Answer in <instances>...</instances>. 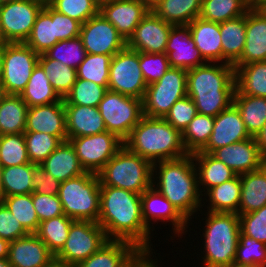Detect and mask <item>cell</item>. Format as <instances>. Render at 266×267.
Returning <instances> with one entry per match:
<instances>
[{
	"label": "cell",
	"mask_w": 266,
	"mask_h": 267,
	"mask_svg": "<svg viewBox=\"0 0 266 267\" xmlns=\"http://www.w3.org/2000/svg\"><path fill=\"white\" fill-rule=\"evenodd\" d=\"M2 203L29 234L37 232L40 222L33 205L32 193L4 197Z\"/></svg>",
	"instance_id": "44"
},
{
	"label": "cell",
	"mask_w": 266,
	"mask_h": 267,
	"mask_svg": "<svg viewBox=\"0 0 266 267\" xmlns=\"http://www.w3.org/2000/svg\"><path fill=\"white\" fill-rule=\"evenodd\" d=\"M46 2L17 0L0 5V25L9 43H25Z\"/></svg>",
	"instance_id": "14"
},
{
	"label": "cell",
	"mask_w": 266,
	"mask_h": 267,
	"mask_svg": "<svg viewBox=\"0 0 266 267\" xmlns=\"http://www.w3.org/2000/svg\"><path fill=\"white\" fill-rule=\"evenodd\" d=\"M262 156L266 159V123L262 130L255 136Z\"/></svg>",
	"instance_id": "59"
},
{
	"label": "cell",
	"mask_w": 266,
	"mask_h": 267,
	"mask_svg": "<svg viewBox=\"0 0 266 267\" xmlns=\"http://www.w3.org/2000/svg\"><path fill=\"white\" fill-rule=\"evenodd\" d=\"M28 107L59 102L62 98L53 89L42 66L38 63L20 94Z\"/></svg>",
	"instance_id": "37"
},
{
	"label": "cell",
	"mask_w": 266,
	"mask_h": 267,
	"mask_svg": "<svg viewBox=\"0 0 266 267\" xmlns=\"http://www.w3.org/2000/svg\"><path fill=\"white\" fill-rule=\"evenodd\" d=\"M126 267H133V260Z\"/></svg>",
	"instance_id": "74"
},
{
	"label": "cell",
	"mask_w": 266,
	"mask_h": 267,
	"mask_svg": "<svg viewBox=\"0 0 266 267\" xmlns=\"http://www.w3.org/2000/svg\"><path fill=\"white\" fill-rule=\"evenodd\" d=\"M109 240L133 243L139 250L151 248V231L142 217L141 194L100 186V213L97 222Z\"/></svg>",
	"instance_id": "1"
},
{
	"label": "cell",
	"mask_w": 266,
	"mask_h": 267,
	"mask_svg": "<svg viewBox=\"0 0 266 267\" xmlns=\"http://www.w3.org/2000/svg\"><path fill=\"white\" fill-rule=\"evenodd\" d=\"M99 8L104 4L110 3L112 0H92Z\"/></svg>",
	"instance_id": "69"
},
{
	"label": "cell",
	"mask_w": 266,
	"mask_h": 267,
	"mask_svg": "<svg viewBox=\"0 0 266 267\" xmlns=\"http://www.w3.org/2000/svg\"><path fill=\"white\" fill-rule=\"evenodd\" d=\"M152 186L178 210L189 224L192 220L191 216H195L194 214L200 211L206 203L204 202L206 197L202 200L198 189L197 172L192 154L153 163Z\"/></svg>",
	"instance_id": "2"
},
{
	"label": "cell",
	"mask_w": 266,
	"mask_h": 267,
	"mask_svg": "<svg viewBox=\"0 0 266 267\" xmlns=\"http://www.w3.org/2000/svg\"><path fill=\"white\" fill-rule=\"evenodd\" d=\"M233 265L239 267H266V244L240 232Z\"/></svg>",
	"instance_id": "46"
},
{
	"label": "cell",
	"mask_w": 266,
	"mask_h": 267,
	"mask_svg": "<svg viewBox=\"0 0 266 267\" xmlns=\"http://www.w3.org/2000/svg\"><path fill=\"white\" fill-rule=\"evenodd\" d=\"M140 252L131 242L109 240L75 267H126Z\"/></svg>",
	"instance_id": "26"
},
{
	"label": "cell",
	"mask_w": 266,
	"mask_h": 267,
	"mask_svg": "<svg viewBox=\"0 0 266 267\" xmlns=\"http://www.w3.org/2000/svg\"><path fill=\"white\" fill-rule=\"evenodd\" d=\"M50 59L57 60L68 67L77 69L87 52L80 36L58 41L45 53Z\"/></svg>",
	"instance_id": "49"
},
{
	"label": "cell",
	"mask_w": 266,
	"mask_h": 267,
	"mask_svg": "<svg viewBox=\"0 0 266 267\" xmlns=\"http://www.w3.org/2000/svg\"><path fill=\"white\" fill-rule=\"evenodd\" d=\"M38 63L44 69L53 89L64 99L76 82V69L50 59L45 53L39 55Z\"/></svg>",
	"instance_id": "41"
},
{
	"label": "cell",
	"mask_w": 266,
	"mask_h": 267,
	"mask_svg": "<svg viewBox=\"0 0 266 267\" xmlns=\"http://www.w3.org/2000/svg\"><path fill=\"white\" fill-rule=\"evenodd\" d=\"M3 74V49H0V80Z\"/></svg>",
	"instance_id": "70"
},
{
	"label": "cell",
	"mask_w": 266,
	"mask_h": 267,
	"mask_svg": "<svg viewBox=\"0 0 266 267\" xmlns=\"http://www.w3.org/2000/svg\"><path fill=\"white\" fill-rule=\"evenodd\" d=\"M74 220L66 215H60L39 223L35 233L56 256L64 247L68 238L70 226Z\"/></svg>",
	"instance_id": "39"
},
{
	"label": "cell",
	"mask_w": 266,
	"mask_h": 267,
	"mask_svg": "<svg viewBox=\"0 0 266 267\" xmlns=\"http://www.w3.org/2000/svg\"><path fill=\"white\" fill-rule=\"evenodd\" d=\"M33 177V163L18 166L3 167L2 185L4 197L31 194Z\"/></svg>",
	"instance_id": "43"
},
{
	"label": "cell",
	"mask_w": 266,
	"mask_h": 267,
	"mask_svg": "<svg viewBox=\"0 0 266 267\" xmlns=\"http://www.w3.org/2000/svg\"><path fill=\"white\" fill-rule=\"evenodd\" d=\"M146 88L139 64V52L126 46L111 59L108 90L143 99Z\"/></svg>",
	"instance_id": "10"
},
{
	"label": "cell",
	"mask_w": 266,
	"mask_h": 267,
	"mask_svg": "<svg viewBox=\"0 0 266 267\" xmlns=\"http://www.w3.org/2000/svg\"><path fill=\"white\" fill-rule=\"evenodd\" d=\"M42 168L60 182L77 177L82 168L74 147L69 141L62 142L41 164Z\"/></svg>",
	"instance_id": "29"
},
{
	"label": "cell",
	"mask_w": 266,
	"mask_h": 267,
	"mask_svg": "<svg viewBox=\"0 0 266 267\" xmlns=\"http://www.w3.org/2000/svg\"><path fill=\"white\" fill-rule=\"evenodd\" d=\"M139 64L147 86L157 82L171 67L165 53L139 52Z\"/></svg>",
	"instance_id": "52"
},
{
	"label": "cell",
	"mask_w": 266,
	"mask_h": 267,
	"mask_svg": "<svg viewBox=\"0 0 266 267\" xmlns=\"http://www.w3.org/2000/svg\"><path fill=\"white\" fill-rule=\"evenodd\" d=\"M47 3L57 12L81 24L100 13V8L92 0H48Z\"/></svg>",
	"instance_id": "51"
},
{
	"label": "cell",
	"mask_w": 266,
	"mask_h": 267,
	"mask_svg": "<svg viewBox=\"0 0 266 267\" xmlns=\"http://www.w3.org/2000/svg\"><path fill=\"white\" fill-rule=\"evenodd\" d=\"M61 182L47 173L41 165L33 163V192L46 195H58Z\"/></svg>",
	"instance_id": "57"
},
{
	"label": "cell",
	"mask_w": 266,
	"mask_h": 267,
	"mask_svg": "<svg viewBox=\"0 0 266 267\" xmlns=\"http://www.w3.org/2000/svg\"><path fill=\"white\" fill-rule=\"evenodd\" d=\"M149 11L138 0H112L100 8V14L117 29L126 42Z\"/></svg>",
	"instance_id": "22"
},
{
	"label": "cell",
	"mask_w": 266,
	"mask_h": 267,
	"mask_svg": "<svg viewBox=\"0 0 266 267\" xmlns=\"http://www.w3.org/2000/svg\"><path fill=\"white\" fill-rule=\"evenodd\" d=\"M41 267H73V266L67 264L62 259H59L56 256H53L47 263H45Z\"/></svg>",
	"instance_id": "61"
},
{
	"label": "cell",
	"mask_w": 266,
	"mask_h": 267,
	"mask_svg": "<svg viewBox=\"0 0 266 267\" xmlns=\"http://www.w3.org/2000/svg\"><path fill=\"white\" fill-rule=\"evenodd\" d=\"M233 104L239 110L247 132L255 137L266 123V97L234 93Z\"/></svg>",
	"instance_id": "35"
},
{
	"label": "cell",
	"mask_w": 266,
	"mask_h": 267,
	"mask_svg": "<svg viewBox=\"0 0 266 267\" xmlns=\"http://www.w3.org/2000/svg\"><path fill=\"white\" fill-rule=\"evenodd\" d=\"M241 232L266 244V205L261 209L239 215Z\"/></svg>",
	"instance_id": "54"
},
{
	"label": "cell",
	"mask_w": 266,
	"mask_h": 267,
	"mask_svg": "<svg viewBox=\"0 0 266 267\" xmlns=\"http://www.w3.org/2000/svg\"><path fill=\"white\" fill-rule=\"evenodd\" d=\"M211 154L237 175L258 170L266 163L255 137L217 148Z\"/></svg>",
	"instance_id": "18"
},
{
	"label": "cell",
	"mask_w": 266,
	"mask_h": 267,
	"mask_svg": "<svg viewBox=\"0 0 266 267\" xmlns=\"http://www.w3.org/2000/svg\"><path fill=\"white\" fill-rule=\"evenodd\" d=\"M192 155L197 172L198 189L201 196H206L205 193L210 188L237 176V173L226 166L222 161L215 158L211 153L196 152Z\"/></svg>",
	"instance_id": "27"
},
{
	"label": "cell",
	"mask_w": 266,
	"mask_h": 267,
	"mask_svg": "<svg viewBox=\"0 0 266 267\" xmlns=\"http://www.w3.org/2000/svg\"><path fill=\"white\" fill-rule=\"evenodd\" d=\"M208 197L207 211L214 213H237L240 203L241 179L240 175L210 188L206 193Z\"/></svg>",
	"instance_id": "33"
},
{
	"label": "cell",
	"mask_w": 266,
	"mask_h": 267,
	"mask_svg": "<svg viewBox=\"0 0 266 267\" xmlns=\"http://www.w3.org/2000/svg\"><path fill=\"white\" fill-rule=\"evenodd\" d=\"M58 197L67 217L73 220L98 222L100 180L97 174L85 172L61 182Z\"/></svg>",
	"instance_id": "7"
},
{
	"label": "cell",
	"mask_w": 266,
	"mask_h": 267,
	"mask_svg": "<svg viewBox=\"0 0 266 267\" xmlns=\"http://www.w3.org/2000/svg\"><path fill=\"white\" fill-rule=\"evenodd\" d=\"M31 163L24 133L0 135V164L3 167Z\"/></svg>",
	"instance_id": "47"
},
{
	"label": "cell",
	"mask_w": 266,
	"mask_h": 267,
	"mask_svg": "<svg viewBox=\"0 0 266 267\" xmlns=\"http://www.w3.org/2000/svg\"><path fill=\"white\" fill-rule=\"evenodd\" d=\"M153 250H152V248H149V249H145L143 252H144V254H145V257L155 266V267H158V263L157 262H159L158 261V259L156 258V259H152L151 257V255H153V258H154V254H152L153 252H152Z\"/></svg>",
	"instance_id": "63"
},
{
	"label": "cell",
	"mask_w": 266,
	"mask_h": 267,
	"mask_svg": "<svg viewBox=\"0 0 266 267\" xmlns=\"http://www.w3.org/2000/svg\"><path fill=\"white\" fill-rule=\"evenodd\" d=\"M251 7H259L265 0H245Z\"/></svg>",
	"instance_id": "67"
},
{
	"label": "cell",
	"mask_w": 266,
	"mask_h": 267,
	"mask_svg": "<svg viewBox=\"0 0 266 267\" xmlns=\"http://www.w3.org/2000/svg\"><path fill=\"white\" fill-rule=\"evenodd\" d=\"M79 162L85 172L98 174L106 163L123 147L124 142L108 131L70 138Z\"/></svg>",
	"instance_id": "12"
},
{
	"label": "cell",
	"mask_w": 266,
	"mask_h": 267,
	"mask_svg": "<svg viewBox=\"0 0 266 267\" xmlns=\"http://www.w3.org/2000/svg\"><path fill=\"white\" fill-rule=\"evenodd\" d=\"M203 228L202 267H229L233 265L241 232L237 213L205 212Z\"/></svg>",
	"instance_id": "5"
},
{
	"label": "cell",
	"mask_w": 266,
	"mask_h": 267,
	"mask_svg": "<svg viewBox=\"0 0 266 267\" xmlns=\"http://www.w3.org/2000/svg\"><path fill=\"white\" fill-rule=\"evenodd\" d=\"M57 42L55 21H52V7L46 2L38 13L25 44L40 55L46 53Z\"/></svg>",
	"instance_id": "36"
},
{
	"label": "cell",
	"mask_w": 266,
	"mask_h": 267,
	"mask_svg": "<svg viewBox=\"0 0 266 267\" xmlns=\"http://www.w3.org/2000/svg\"><path fill=\"white\" fill-rule=\"evenodd\" d=\"M0 267H13L7 260V258L0 259Z\"/></svg>",
	"instance_id": "71"
},
{
	"label": "cell",
	"mask_w": 266,
	"mask_h": 267,
	"mask_svg": "<svg viewBox=\"0 0 266 267\" xmlns=\"http://www.w3.org/2000/svg\"><path fill=\"white\" fill-rule=\"evenodd\" d=\"M214 127V117L198 113L182 132V142L188 154L201 151L208 143Z\"/></svg>",
	"instance_id": "42"
},
{
	"label": "cell",
	"mask_w": 266,
	"mask_h": 267,
	"mask_svg": "<svg viewBox=\"0 0 266 267\" xmlns=\"http://www.w3.org/2000/svg\"><path fill=\"white\" fill-rule=\"evenodd\" d=\"M53 256L36 234H28L10 242L7 260L13 267H41Z\"/></svg>",
	"instance_id": "24"
},
{
	"label": "cell",
	"mask_w": 266,
	"mask_h": 267,
	"mask_svg": "<svg viewBox=\"0 0 266 267\" xmlns=\"http://www.w3.org/2000/svg\"><path fill=\"white\" fill-rule=\"evenodd\" d=\"M39 54L25 43H8L3 49L1 82L7 94L20 95L25 89Z\"/></svg>",
	"instance_id": "13"
},
{
	"label": "cell",
	"mask_w": 266,
	"mask_h": 267,
	"mask_svg": "<svg viewBox=\"0 0 266 267\" xmlns=\"http://www.w3.org/2000/svg\"><path fill=\"white\" fill-rule=\"evenodd\" d=\"M202 0H160L151 10L172 25H188L200 16Z\"/></svg>",
	"instance_id": "32"
},
{
	"label": "cell",
	"mask_w": 266,
	"mask_h": 267,
	"mask_svg": "<svg viewBox=\"0 0 266 267\" xmlns=\"http://www.w3.org/2000/svg\"><path fill=\"white\" fill-rule=\"evenodd\" d=\"M187 70L170 67L157 81L147 86L142 99L143 115L164 118L174 103L187 96Z\"/></svg>",
	"instance_id": "8"
},
{
	"label": "cell",
	"mask_w": 266,
	"mask_h": 267,
	"mask_svg": "<svg viewBox=\"0 0 266 267\" xmlns=\"http://www.w3.org/2000/svg\"><path fill=\"white\" fill-rule=\"evenodd\" d=\"M266 97V61L241 65L235 68V92Z\"/></svg>",
	"instance_id": "34"
},
{
	"label": "cell",
	"mask_w": 266,
	"mask_h": 267,
	"mask_svg": "<svg viewBox=\"0 0 266 267\" xmlns=\"http://www.w3.org/2000/svg\"><path fill=\"white\" fill-rule=\"evenodd\" d=\"M9 42L5 38L1 25H0V49H4V47L8 44Z\"/></svg>",
	"instance_id": "65"
},
{
	"label": "cell",
	"mask_w": 266,
	"mask_h": 267,
	"mask_svg": "<svg viewBox=\"0 0 266 267\" xmlns=\"http://www.w3.org/2000/svg\"><path fill=\"white\" fill-rule=\"evenodd\" d=\"M250 8L245 0H202L199 17L221 23L245 15Z\"/></svg>",
	"instance_id": "40"
},
{
	"label": "cell",
	"mask_w": 266,
	"mask_h": 267,
	"mask_svg": "<svg viewBox=\"0 0 266 267\" xmlns=\"http://www.w3.org/2000/svg\"><path fill=\"white\" fill-rule=\"evenodd\" d=\"M251 138L237 107L232 103L214 117V127L207 145L199 152L212 153L217 148Z\"/></svg>",
	"instance_id": "20"
},
{
	"label": "cell",
	"mask_w": 266,
	"mask_h": 267,
	"mask_svg": "<svg viewBox=\"0 0 266 267\" xmlns=\"http://www.w3.org/2000/svg\"><path fill=\"white\" fill-rule=\"evenodd\" d=\"M186 85L198 113L215 117L233 103L235 68L233 64L207 62L187 70Z\"/></svg>",
	"instance_id": "3"
},
{
	"label": "cell",
	"mask_w": 266,
	"mask_h": 267,
	"mask_svg": "<svg viewBox=\"0 0 266 267\" xmlns=\"http://www.w3.org/2000/svg\"><path fill=\"white\" fill-rule=\"evenodd\" d=\"M28 108L20 95L8 94L0 104V135L24 133Z\"/></svg>",
	"instance_id": "38"
},
{
	"label": "cell",
	"mask_w": 266,
	"mask_h": 267,
	"mask_svg": "<svg viewBox=\"0 0 266 267\" xmlns=\"http://www.w3.org/2000/svg\"><path fill=\"white\" fill-rule=\"evenodd\" d=\"M197 114L194 101L186 96L174 103L164 119L182 133Z\"/></svg>",
	"instance_id": "53"
},
{
	"label": "cell",
	"mask_w": 266,
	"mask_h": 267,
	"mask_svg": "<svg viewBox=\"0 0 266 267\" xmlns=\"http://www.w3.org/2000/svg\"><path fill=\"white\" fill-rule=\"evenodd\" d=\"M144 3L150 10L160 1V0H138Z\"/></svg>",
	"instance_id": "64"
},
{
	"label": "cell",
	"mask_w": 266,
	"mask_h": 267,
	"mask_svg": "<svg viewBox=\"0 0 266 267\" xmlns=\"http://www.w3.org/2000/svg\"><path fill=\"white\" fill-rule=\"evenodd\" d=\"M14 1H17V0H0V5L5 4V3H9V2H14Z\"/></svg>",
	"instance_id": "73"
},
{
	"label": "cell",
	"mask_w": 266,
	"mask_h": 267,
	"mask_svg": "<svg viewBox=\"0 0 266 267\" xmlns=\"http://www.w3.org/2000/svg\"><path fill=\"white\" fill-rule=\"evenodd\" d=\"M32 201L39 222L65 215L58 195H46L32 192Z\"/></svg>",
	"instance_id": "55"
},
{
	"label": "cell",
	"mask_w": 266,
	"mask_h": 267,
	"mask_svg": "<svg viewBox=\"0 0 266 267\" xmlns=\"http://www.w3.org/2000/svg\"><path fill=\"white\" fill-rule=\"evenodd\" d=\"M107 91L108 87L77 78L71 91L63 99V103L98 107Z\"/></svg>",
	"instance_id": "48"
},
{
	"label": "cell",
	"mask_w": 266,
	"mask_h": 267,
	"mask_svg": "<svg viewBox=\"0 0 266 267\" xmlns=\"http://www.w3.org/2000/svg\"><path fill=\"white\" fill-rule=\"evenodd\" d=\"M111 59L110 55L87 53L76 69L77 78L108 87Z\"/></svg>",
	"instance_id": "45"
},
{
	"label": "cell",
	"mask_w": 266,
	"mask_h": 267,
	"mask_svg": "<svg viewBox=\"0 0 266 267\" xmlns=\"http://www.w3.org/2000/svg\"><path fill=\"white\" fill-rule=\"evenodd\" d=\"M124 146L152 163L188 154L182 142V133L164 118L143 116L124 141Z\"/></svg>",
	"instance_id": "4"
},
{
	"label": "cell",
	"mask_w": 266,
	"mask_h": 267,
	"mask_svg": "<svg viewBox=\"0 0 266 267\" xmlns=\"http://www.w3.org/2000/svg\"><path fill=\"white\" fill-rule=\"evenodd\" d=\"M133 267H155L146 257L143 251H141L133 259Z\"/></svg>",
	"instance_id": "60"
},
{
	"label": "cell",
	"mask_w": 266,
	"mask_h": 267,
	"mask_svg": "<svg viewBox=\"0 0 266 267\" xmlns=\"http://www.w3.org/2000/svg\"><path fill=\"white\" fill-rule=\"evenodd\" d=\"M64 108L68 139L107 131L98 107L64 104Z\"/></svg>",
	"instance_id": "25"
},
{
	"label": "cell",
	"mask_w": 266,
	"mask_h": 267,
	"mask_svg": "<svg viewBox=\"0 0 266 267\" xmlns=\"http://www.w3.org/2000/svg\"><path fill=\"white\" fill-rule=\"evenodd\" d=\"M172 26L150 10L135 28L127 47L144 53H165Z\"/></svg>",
	"instance_id": "17"
},
{
	"label": "cell",
	"mask_w": 266,
	"mask_h": 267,
	"mask_svg": "<svg viewBox=\"0 0 266 267\" xmlns=\"http://www.w3.org/2000/svg\"><path fill=\"white\" fill-rule=\"evenodd\" d=\"M222 63L234 64L242 55L246 41V14L219 23Z\"/></svg>",
	"instance_id": "31"
},
{
	"label": "cell",
	"mask_w": 266,
	"mask_h": 267,
	"mask_svg": "<svg viewBox=\"0 0 266 267\" xmlns=\"http://www.w3.org/2000/svg\"><path fill=\"white\" fill-rule=\"evenodd\" d=\"M28 234L11 211L2 203L0 205V238L12 242Z\"/></svg>",
	"instance_id": "56"
},
{
	"label": "cell",
	"mask_w": 266,
	"mask_h": 267,
	"mask_svg": "<svg viewBox=\"0 0 266 267\" xmlns=\"http://www.w3.org/2000/svg\"><path fill=\"white\" fill-rule=\"evenodd\" d=\"M98 110L108 132L123 142L143 115L142 99L126 96L108 90L98 104Z\"/></svg>",
	"instance_id": "9"
},
{
	"label": "cell",
	"mask_w": 266,
	"mask_h": 267,
	"mask_svg": "<svg viewBox=\"0 0 266 267\" xmlns=\"http://www.w3.org/2000/svg\"><path fill=\"white\" fill-rule=\"evenodd\" d=\"M191 37L206 62L222 63V40L219 23L200 17L188 24Z\"/></svg>",
	"instance_id": "28"
},
{
	"label": "cell",
	"mask_w": 266,
	"mask_h": 267,
	"mask_svg": "<svg viewBox=\"0 0 266 267\" xmlns=\"http://www.w3.org/2000/svg\"><path fill=\"white\" fill-rule=\"evenodd\" d=\"M80 38L88 54L113 57L127 46L117 29L100 13L81 24Z\"/></svg>",
	"instance_id": "15"
},
{
	"label": "cell",
	"mask_w": 266,
	"mask_h": 267,
	"mask_svg": "<svg viewBox=\"0 0 266 267\" xmlns=\"http://www.w3.org/2000/svg\"><path fill=\"white\" fill-rule=\"evenodd\" d=\"M25 132H44L68 141L63 98L59 102L29 107Z\"/></svg>",
	"instance_id": "21"
},
{
	"label": "cell",
	"mask_w": 266,
	"mask_h": 267,
	"mask_svg": "<svg viewBox=\"0 0 266 267\" xmlns=\"http://www.w3.org/2000/svg\"><path fill=\"white\" fill-rule=\"evenodd\" d=\"M241 194L238 214H246L266 205V163L258 170L240 174Z\"/></svg>",
	"instance_id": "30"
},
{
	"label": "cell",
	"mask_w": 266,
	"mask_h": 267,
	"mask_svg": "<svg viewBox=\"0 0 266 267\" xmlns=\"http://www.w3.org/2000/svg\"><path fill=\"white\" fill-rule=\"evenodd\" d=\"M259 8H260L261 10H263L264 13L266 14V0L259 6Z\"/></svg>",
	"instance_id": "72"
},
{
	"label": "cell",
	"mask_w": 266,
	"mask_h": 267,
	"mask_svg": "<svg viewBox=\"0 0 266 267\" xmlns=\"http://www.w3.org/2000/svg\"><path fill=\"white\" fill-rule=\"evenodd\" d=\"M259 61H266V14L259 7H251L246 13L244 50L233 67Z\"/></svg>",
	"instance_id": "23"
},
{
	"label": "cell",
	"mask_w": 266,
	"mask_h": 267,
	"mask_svg": "<svg viewBox=\"0 0 266 267\" xmlns=\"http://www.w3.org/2000/svg\"><path fill=\"white\" fill-rule=\"evenodd\" d=\"M142 217L146 227L152 232L153 224L157 221L169 222L177 237L182 238L188 230L189 222L178 212V210L153 186L141 194ZM154 223H153V222ZM152 222V223H151ZM152 224V226H151ZM153 227V229H152ZM187 228V229H186Z\"/></svg>",
	"instance_id": "16"
},
{
	"label": "cell",
	"mask_w": 266,
	"mask_h": 267,
	"mask_svg": "<svg viewBox=\"0 0 266 267\" xmlns=\"http://www.w3.org/2000/svg\"><path fill=\"white\" fill-rule=\"evenodd\" d=\"M171 67L186 70L206 64L191 37L188 25H173L165 49Z\"/></svg>",
	"instance_id": "19"
},
{
	"label": "cell",
	"mask_w": 266,
	"mask_h": 267,
	"mask_svg": "<svg viewBox=\"0 0 266 267\" xmlns=\"http://www.w3.org/2000/svg\"><path fill=\"white\" fill-rule=\"evenodd\" d=\"M10 242L0 238V259L8 257Z\"/></svg>",
	"instance_id": "62"
},
{
	"label": "cell",
	"mask_w": 266,
	"mask_h": 267,
	"mask_svg": "<svg viewBox=\"0 0 266 267\" xmlns=\"http://www.w3.org/2000/svg\"><path fill=\"white\" fill-rule=\"evenodd\" d=\"M7 92L5 90L4 85L2 84L1 80H0V104L1 102L4 100V98L7 96Z\"/></svg>",
	"instance_id": "66"
},
{
	"label": "cell",
	"mask_w": 266,
	"mask_h": 267,
	"mask_svg": "<svg viewBox=\"0 0 266 267\" xmlns=\"http://www.w3.org/2000/svg\"><path fill=\"white\" fill-rule=\"evenodd\" d=\"M2 169H3V166L0 164V199L3 200L4 192H3V185H2Z\"/></svg>",
	"instance_id": "68"
},
{
	"label": "cell",
	"mask_w": 266,
	"mask_h": 267,
	"mask_svg": "<svg viewBox=\"0 0 266 267\" xmlns=\"http://www.w3.org/2000/svg\"><path fill=\"white\" fill-rule=\"evenodd\" d=\"M27 154L31 163L41 164L63 141L44 132H24Z\"/></svg>",
	"instance_id": "50"
},
{
	"label": "cell",
	"mask_w": 266,
	"mask_h": 267,
	"mask_svg": "<svg viewBox=\"0 0 266 267\" xmlns=\"http://www.w3.org/2000/svg\"><path fill=\"white\" fill-rule=\"evenodd\" d=\"M108 241L104 229L97 222L74 220L65 245L56 257L75 267Z\"/></svg>",
	"instance_id": "11"
},
{
	"label": "cell",
	"mask_w": 266,
	"mask_h": 267,
	"mask_svg": "<svg viewBox=\"0 0 266 267\" xmlns=\"http://www.w3.org/2000/svg\"><path fill=\"white\" fill-rule=\"evenodd\" d=\"M52 21H55L56 39L68 40L80 36L81 23L52 8Z\"/></svg>",
	"instance_id": "58"
},
{
	"label": "cell",
	"mask_w": 266,
	"mask_h": 267,
	"mask_svg": "<svg viewBox=\"0 0 266 267\" xmlns=\"http://www.w3.org/2000/svg\"><path fill=\"white\" fill-rule=\"evenodd\" d=\"M97 175L100 186L142 194L152 186L153 163L123 145Z\"/></svg>",
	"instance_id": "6"
}]
</instances>
